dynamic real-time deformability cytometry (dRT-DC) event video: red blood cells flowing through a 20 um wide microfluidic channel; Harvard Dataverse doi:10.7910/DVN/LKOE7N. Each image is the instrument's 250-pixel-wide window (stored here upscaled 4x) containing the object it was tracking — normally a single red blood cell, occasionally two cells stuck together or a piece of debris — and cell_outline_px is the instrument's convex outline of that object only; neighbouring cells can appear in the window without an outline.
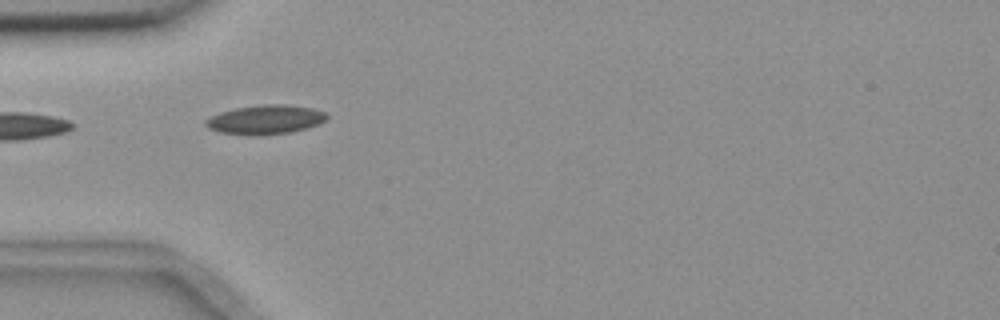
{"species": "common noctule bat (a hibernating species)", "species_latin": "Nyctalus noctula", "temperature_condition": "room temperature", "stored_images_in_passage": 8, "camera_frame_rate_fps": 3000, "um_per_image_px": 0.085, "animal": {"sex": "female", "body_mass_g": 18.4}, "frame": {"image": 1, "passage_image": 3, "time_ms": 2.333, "image_size_px": [1000, 320], "cell_outline_px": [[328, 116], [320, 124], [308, 128], [292, 132], [252, 136], [220, 132], [208, 128], [204, 124], [204, 120], [220, 112], [236, 108], [264, 104], [288, 104], [312, 108], [324, 112]], "centroid_in_image_um": [22.56, 10.17], "position_along_channel_um": 62.4, "area_um2": 20.69}}
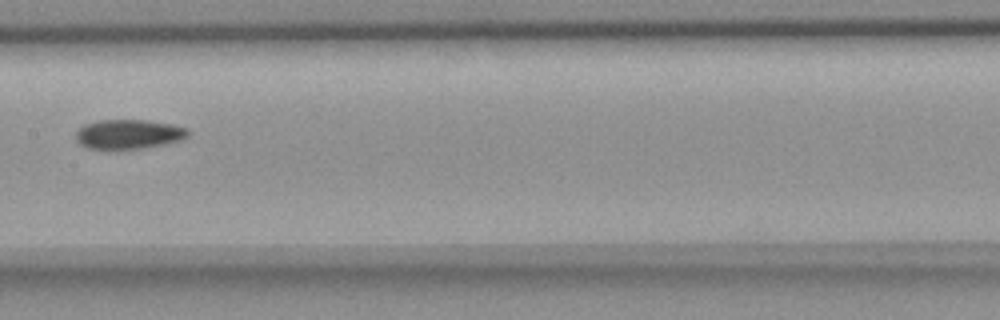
{"frame": {"image": 2, "passage_image": 6, "time_ms": 6.0, "image_size_px": [1000, 320], "cell_outline_px": [[188, 136], [180, 140], [168, 144], [148, 148], [112, 152], [88, 148], [80, 144], [76, 140], [76, 132], [84, 124], [100, 120], [148, 120], [172, 124], [188, 128]], "centroid_in_image_um": [10.92, 11.45], "position_along_channel_um": 196.5, "area_um2": 20.11}}
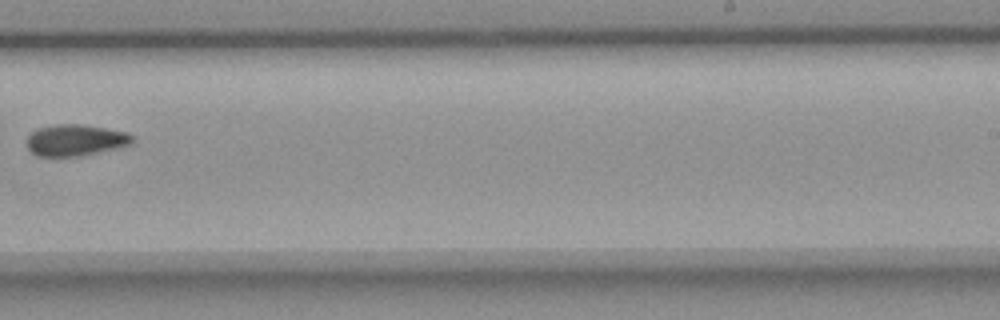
{"frame": {"image": 3, "passage_image": 8, "time_ms": 8.333, "image_size_px": [1000, 320], "cell_outline_px": [[132, 144], [84, 156], [40, 156], [32, 152], [28, 148], [28, 136], [32, 132], [40, 128], [56, 124], [80, 124], [128, 132], [132, 136]], "centroid_in_image_um": [6.44, 11.92], "position_along_channel_um": 282.6, "area_um2": 19.13}}